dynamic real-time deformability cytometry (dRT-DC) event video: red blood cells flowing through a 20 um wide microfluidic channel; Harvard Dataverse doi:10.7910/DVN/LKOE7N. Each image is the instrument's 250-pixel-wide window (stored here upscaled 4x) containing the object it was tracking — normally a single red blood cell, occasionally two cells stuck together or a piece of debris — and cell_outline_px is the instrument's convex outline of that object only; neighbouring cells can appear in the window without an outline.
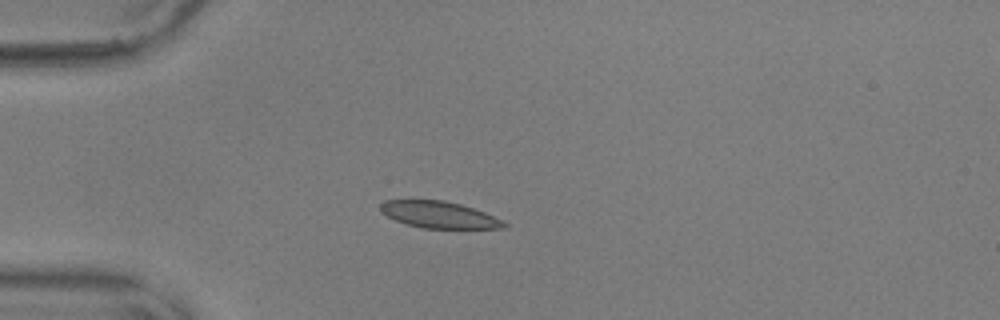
{"species": "common noctule bat (a hibernating species)", "species_latin": "Nyctalus noctula", "temperature_condition": "warm", "stored_images_in_passage": 42, "camera_frame_rate_fps": 3000, "um_per_image_px": 0.085, "animal": {"sex": "male", "body_mass_g": 17.9, "forearm_length_mm": 54.2}, "frame": {"image": 1, "passage_image": 1, "time_ms": 0.0, "image_size_px": [1000, 320], "cell_outline_px": [[508, 224], [504, 228], [424, 228], [408, 224], [396, 220], [380, 212], [380, 204], [384, 200], [444, 200], [460, 204], [484, 212]], "centroid_in_image_um": [37.28, 18.24], "position_along_channel_um": 47.7, "area_um2": 18.9}}
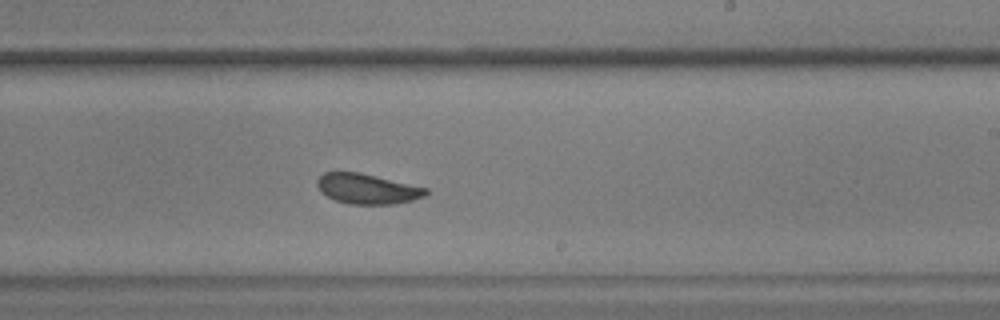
{"frame": {"image": 2, "passage_image": 20, "time_ms": 6.333, "image_size_px": [1000, 320], "cell_outline_px": [[428, 192], [424, 196], [412, 200], [396, 204], [348, 204], [336, 200], [328, 196], [316, 184], [316, 180], [324, 172], [360, 172], [428, 188]], "centroid_in_image_um": [31.24, 16.04], "position_along_channel_um": 257.8, "area_um2": 18.96}}
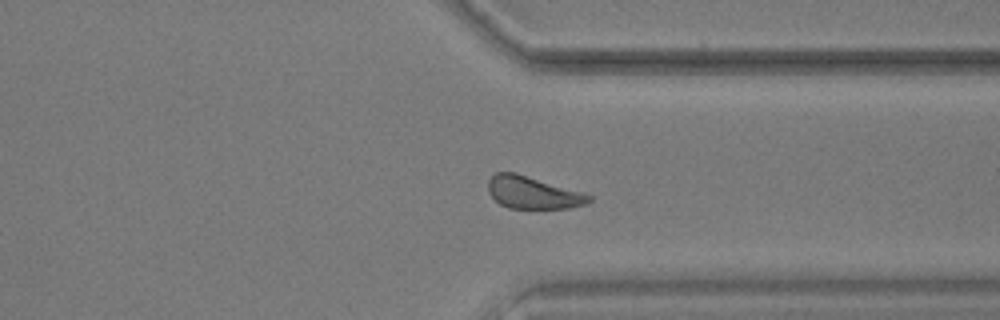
{"frame": {"image": 3, "passage_image": 29, "time_ms": 9.333, "image_size_px": [1000, 320], "cell_outline_px": [[592, 200], [584, 204], [568, 208], [508, 208], [500, 204], [488, 192], [488, 180], [496, 172], [516, 172], [580, 192], [592, 196]], "centroid_in_image_um": [45.25, 16.37], "position_along_channel_um": 366.2, "area_um2": 18.73}, "authors_computed_cell_mechanics": {"area_um2": 19.8543, "velocity_mm_per_s": 3.607, "shape_relaxation_time_tau1_ms": 4.9007, "shape_relaxation_time_tau2_ms": 1.1193, "deformation_change_tau1": 0.1054, "deformation_change_tau2": 0.0615}}